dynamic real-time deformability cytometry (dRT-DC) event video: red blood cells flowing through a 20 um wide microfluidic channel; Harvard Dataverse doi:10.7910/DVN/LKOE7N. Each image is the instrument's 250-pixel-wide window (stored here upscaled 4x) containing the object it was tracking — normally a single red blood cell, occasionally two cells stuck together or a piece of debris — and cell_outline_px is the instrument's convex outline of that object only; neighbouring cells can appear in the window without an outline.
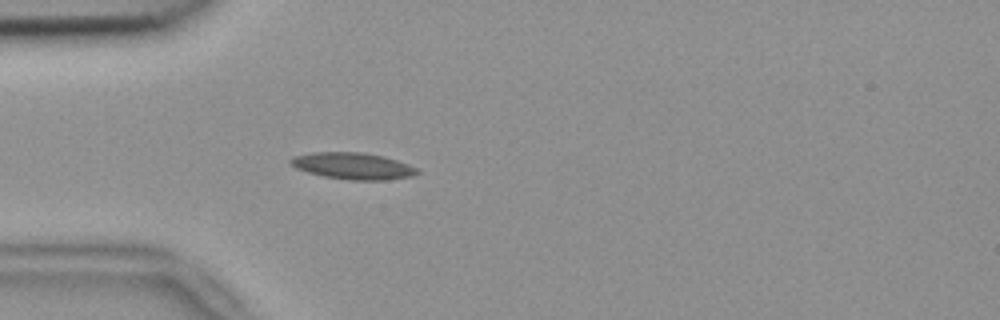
{"species": "common noctule bat (a hibernating species)", "species_latin": "Nyctalus noctula", "temperature_condition": "room temperature", "stored_images_in_passage": 41, "camera_frame_rate_fps": 3000, "um_per_image_px": 0.085, "animal": {"sex": "female", "body_mass_g": 18.4}, "frame": {"image": 1, "passage_image": 3, "time_ms": 0.667, "image_size_px": [1000, 320], "cell_outline_px": [[420, 172], [412, 176], [384, 180], [348, 180], [324, 176], [308, 172], [296, 168], [288, 160], [296, 156], [312, 152], [360, 152], [384, 156], [408, 164], [416, 168]], "centroid_in_image_um": [30.01, 14.1], "position_along_channel_um": 55.0, "area_um2": 19.48}}
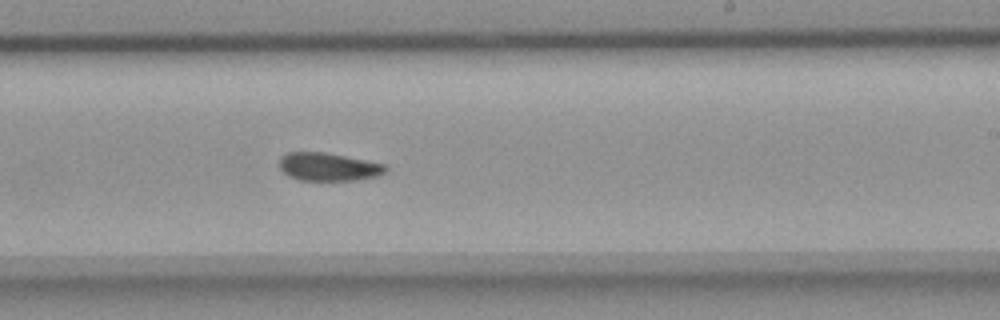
{"frame": {"image": 2, "passage_image": 20, "time_ms": 6.333, "image_size_px": [1000, 320], "cell_outline_px": [[388, 172], [376, 176], [356, 180], [300, 180], [288, 176], [280, 168], [280, 156], [288, 152], [324, 152], [384, 164], [388, 168]], "centroid_in_image_um": [27.91, 14.18], "position_along_channel_um": 261.1, "area_um2": 17.28}}
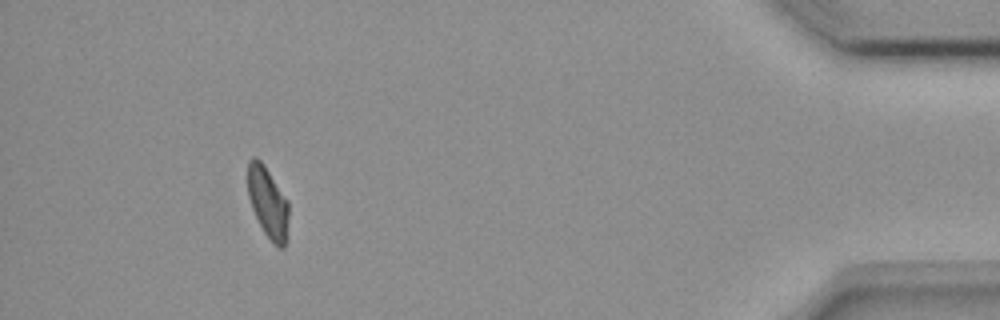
{"frame": {"image": 3, "passage_image": 37, "time_ms": 12.0, "image_size_px": [1000, 320], "cell_outline_px": [[288, 240], [284, 248], [280, 248], [272, 244], [264, 232], [252, 208], [248, 196], [248, 160], [252, 156], [256, 156], [264, 164], [288, 200]], "centroid_in_image_um": [22.79, 17.23], "position_along_channel_um": 412.4, "area_um2": 17.22}, "authors_computed_cell_mechanics": {"area_um2": 17.8602, "velocity_mm_per_s": 3.7561, "shape_relaxation_time_tau1_ms": 5.7752, "shape_relaxation_time_tau2_ms": 5.5903, "deformation_change_tau1": 0.1358, "deformation_change_tau2": 0.1146}}